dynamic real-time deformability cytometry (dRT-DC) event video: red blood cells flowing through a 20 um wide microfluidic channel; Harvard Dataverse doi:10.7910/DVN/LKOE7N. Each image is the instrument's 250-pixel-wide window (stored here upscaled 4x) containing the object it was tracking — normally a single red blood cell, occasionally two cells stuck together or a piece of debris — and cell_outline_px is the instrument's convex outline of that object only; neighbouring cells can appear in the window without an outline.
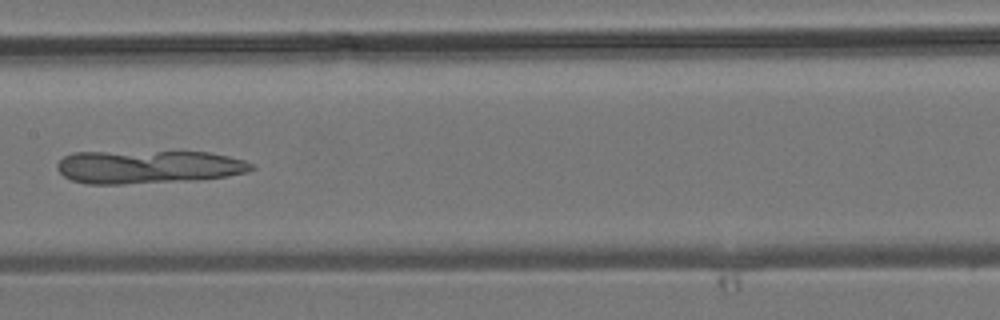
{"species": "common noctule bat (a hibernating species)", "species_latin": "Nyctalus noctula", "temperature_condition": "room temperature", "stored_images_in_passage": 34, "camera_frame_rate_fps": 3000, "um_per_image_px": 0.085, "animal": {"sex": "male", "body_mass_g": 19.2, "forearm_length_mm": 51.8}, "frame": {"image": 1, "passage_image": 16, "time_ms": 5.0, "image_size_px": [1000, 320], "cell_outline_px": [[256, 168], [244, 172], [224, 176], [120, 184], [88, 184], [72, 180], [64, 176], [56, 168], [56, 164], [64, 156], [72, 152], [208, 152], [244, 160], [252, 164]], "centroid_in_image_um": [12.5, 14.16], "position_along_channel_um": 194.9, "area_um2": 36.7}}
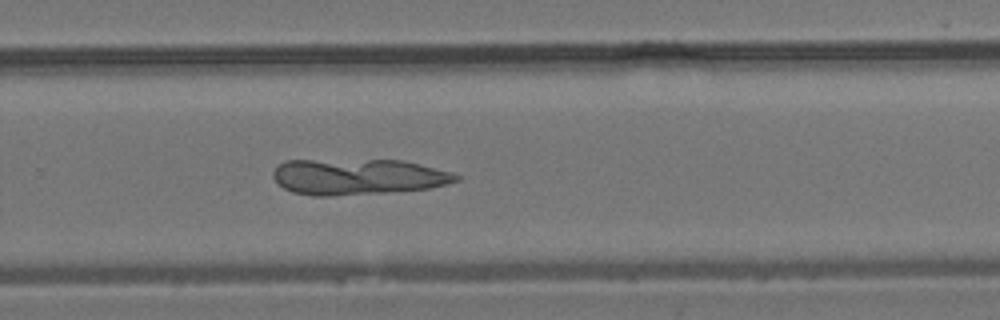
{"frame": {"image": 2, "passage_image": 23, "time_ms": 7.333, "image_size_px": [1000, 320], "cell_outline_px": [[460, 180], [428, 188], [380, 192], [328, 196], [312, 196], [292, 192], [284, 188], [272, 176], [272, 172], [284, 160], [400, 160], [452, 172], [460, 176]], "centroid_in_image_um": [30.37, 15.01], "position_along_channel_um": 299.4, "area_um2": 37.86}}
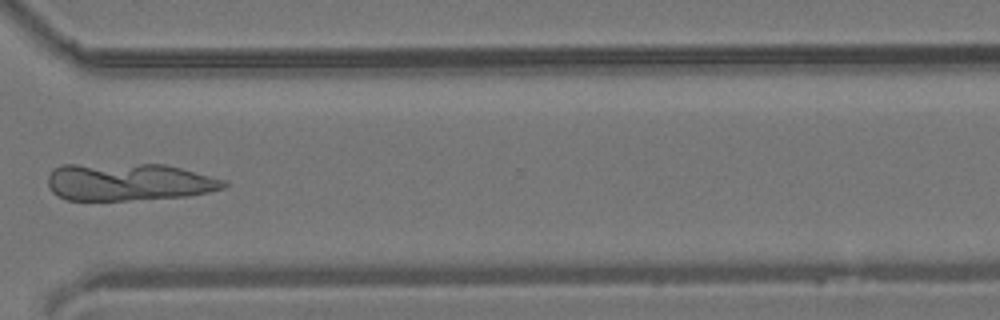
{"frame": {"image": 3, "passage_image": 27, "time_ms": 8.667, "image_size_px": [1000, 320], "cell_outline_px": [[228, 184], [224, 188], [208, 192], [188, 196], [124, 200], [68, 200], [52, 192], [48, 184], [48, 176], [52, 168], [60, 164], [164, 164], [228, 180]], "centroid_in_image_um": [10.93, 15.45], "position_along_channel_um": 359.7, "area_um2": 38.61}}